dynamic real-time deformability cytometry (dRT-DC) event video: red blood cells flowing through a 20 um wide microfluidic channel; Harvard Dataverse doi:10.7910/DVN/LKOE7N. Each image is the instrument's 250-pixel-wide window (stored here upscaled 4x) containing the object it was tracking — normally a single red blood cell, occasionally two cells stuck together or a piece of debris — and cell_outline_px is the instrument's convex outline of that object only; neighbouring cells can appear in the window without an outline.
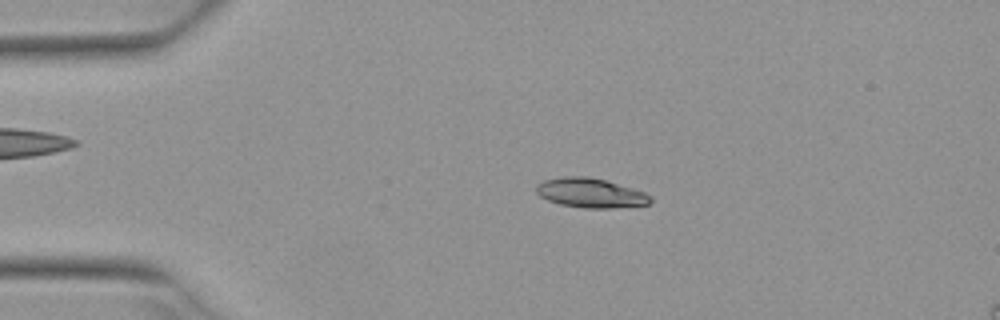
{"species": "Egyptian fruit bat (a non-hibernating species)", "species_latin": "Rousettus aegyptiacus", "temperature_condition": "warm", "stored_images_in_passage": 3, "camera_frame_rate_fps": 3000, "um_per_image_px": 0.085, "animal": {"sex": "female"}, "frame": {"image": 1, "passage_image": 2, "time_ms": 0.333, "image_size_px": [1000, 320], "cell_outline_px": [[652, 200], [648, 204], [612, 208], [584, 208], [560, 204], [548, 200], [540, 196], [536, 192], [536, 184], [544, 180], [564, 176], [588, 176], [604, 180], [632, 188], [644, 192], [652, 196]], "centroid_in_image_um": [50.18, 16.4], "position_along_channel_um": 34.8, "area_um2": 19.54}}